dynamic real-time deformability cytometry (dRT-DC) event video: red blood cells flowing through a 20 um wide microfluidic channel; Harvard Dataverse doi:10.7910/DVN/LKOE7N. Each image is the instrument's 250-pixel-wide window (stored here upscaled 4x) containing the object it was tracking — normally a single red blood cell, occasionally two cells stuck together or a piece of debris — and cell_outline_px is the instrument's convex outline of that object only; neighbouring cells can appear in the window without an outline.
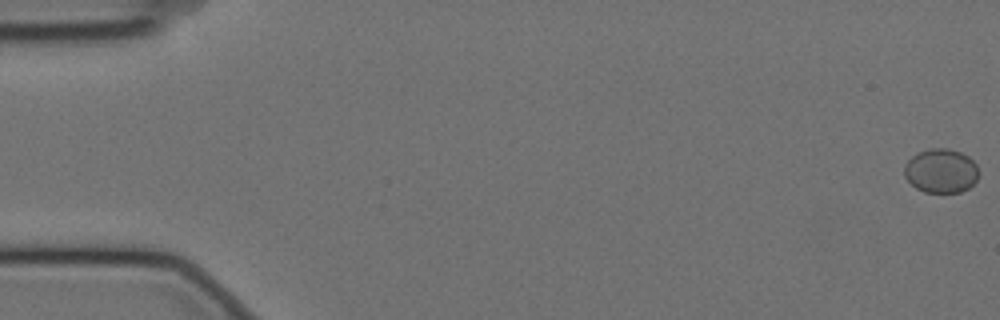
{"species": "Egyptian fruit bat (a non-hibernating species)", "species_latin": "Rousettus aegyptiacus", "temperature_condition": "cold", "stored_images_in_passage": 59, "camera_frame_rate_fps": 3000, "um_per_image_px": 0.085, "animal": {"sex": "female"}, "frame": {"image": 1, "passage_image": 1, "time_ms": 0.0, "image_size_px": [1000, 320], "cell_outline_px": [[980, 172], [976, 180], [968, 188], [960, 192], [924, 192], [916, 188], [904, 176], [904, 164], [916, 152], [928, 148], [948, 148], [960, 152], [968, 156], [976, 164]], "centroid_in_image_um": [79.97, 14.5], "position_along_channel_um": 5.0, "area_um2": 19.31}}
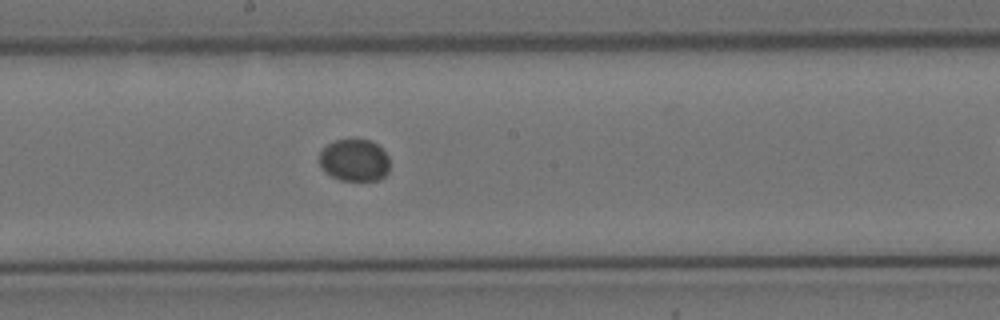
{"frame": {"image": 2, "passage_image": 32, "time_ms": 10.333, "image_size_px": [1000, 320], "cell_outline_px": [[388, 172], [380, 180], [340, 180], [324, 172], [320, 168], [320, 152], [328, 144], [336, 140], [352, 136], [372, 140], [388, 156]], "centroid_in_image_um": [30.11, 13.58], "position_along_channel_um": 218.1, "area_um2": 17.69}}
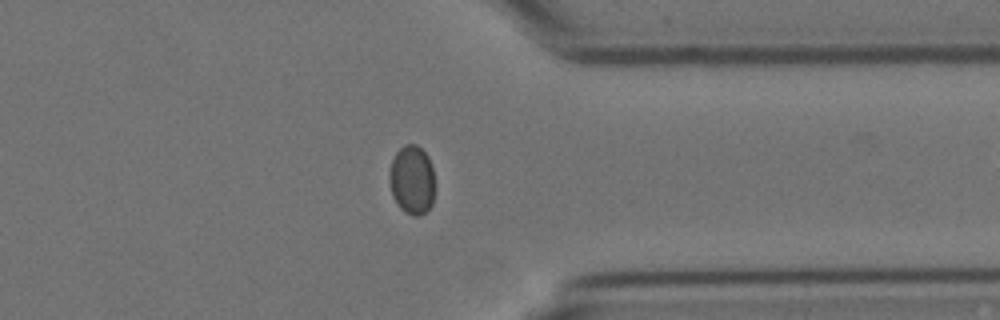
{"frame": {"image": 3, "passage_image": 46, "time_ms": 15.0, "image_size_px": [1000, 320], "cell_outline_px": [[432, 204], [420, 216], [412, 216], [404, 212], [400, 208], [392, 196], [388, 180], [388, 176], [392, 160], [396, 152], [404, 144], [416, 144], [428, 156], [432, 164]], "centroid_in_image_um": [34.97, 15.29], "position_along_channel_um": 376.4, "area_um2": 18.21}}